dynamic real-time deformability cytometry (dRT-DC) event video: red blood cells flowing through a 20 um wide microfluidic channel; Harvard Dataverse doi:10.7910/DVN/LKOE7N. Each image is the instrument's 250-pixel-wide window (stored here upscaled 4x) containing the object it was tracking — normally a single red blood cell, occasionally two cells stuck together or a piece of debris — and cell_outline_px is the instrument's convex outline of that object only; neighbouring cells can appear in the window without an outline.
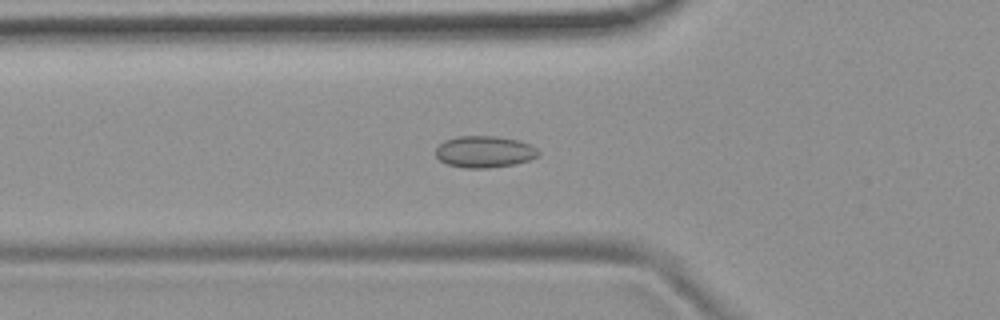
{"species": "common noctule bat (a hibernating species)", "species_latin": "Nyctalus noctula", "temperature_condition": "room temperature", "stored_images_in_passage": 53, "camera_frame_rate_fps": 3000, "um_per_image_px": 0.085, "animal": {"sex": "female", "body_mass_g": 19.9}, "frame": {"image": 1, "passage_image": 18, "time_ms": 5.667, "image_size_px": [1000, 320], "cell_outline_px": [[540, 152], [536, 156], [528, 160], [516, 164], [488, 168], [464, 168], [448, 164], [440, 160], [436, 156], [436, 148], [444, 140], [456, 136], [496, 136], [520, 140], [536, 148]], "centroid_in_image_um": [41.16, 12.89], "position_along_channel_um": 84.6, "area_um2": 18.96}}
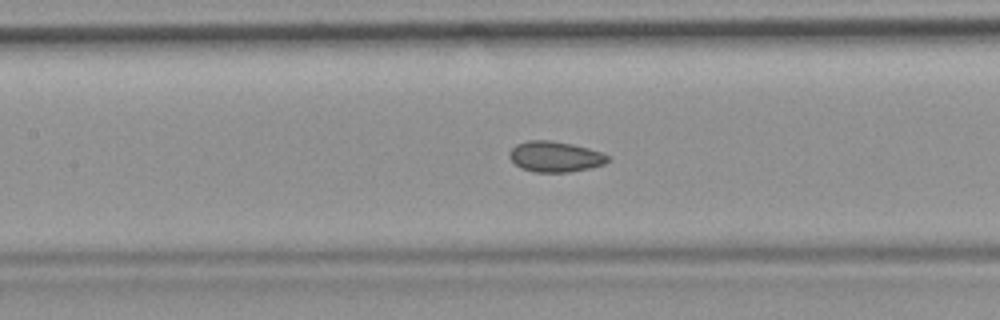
{"frame": {"image": 2, "passage_image": 24, "time_ms": 7.667, "image_size_px": [1000, 320], "cell_outline_px": [[612, 156], [604, 164], [592, 168], [568, 172], [536, 172], [520, 168], [508, 156], [512, 148], [516, 144], [528, 140], [552, 140], [572, 144], [588, 148]], "centroid_in_image_um": [47.2, 13.31], "position_along_channel_um": 160.2, "area_um2": 17.63}}
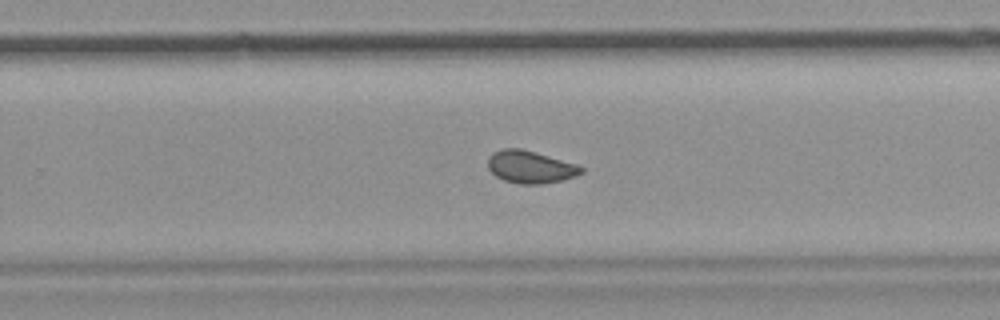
{"frame": {"image": 3, "passage_image": 34, "time_ms": 11.0, "image_size_px": [1000, 320], "cell_outline_px": [[584, 172], [576, 176], [564, 180], [540, 184], [520, 184], [504, 180], [496, 176], [488, 168], [488, 160], [492, 152], [504, 148], [520, 148], [536, 152], [576, 164], [584, 168]], "centroid_in_image_um": [45.09, 14.19], "position_along_channel_um": 284.7, "area_um2": 17.69}, "authors_computed_cell_mechanics": {"area_um2": 17.8024, "velocity_mm_per_s": 3.7554, "shape_relaxation_time_tau1_ms": null, "shape_relaxation_time_tau2_ms": 1.3084, "deformation_change_tau1": null, "deformation_change_tau2": 0.0596}}